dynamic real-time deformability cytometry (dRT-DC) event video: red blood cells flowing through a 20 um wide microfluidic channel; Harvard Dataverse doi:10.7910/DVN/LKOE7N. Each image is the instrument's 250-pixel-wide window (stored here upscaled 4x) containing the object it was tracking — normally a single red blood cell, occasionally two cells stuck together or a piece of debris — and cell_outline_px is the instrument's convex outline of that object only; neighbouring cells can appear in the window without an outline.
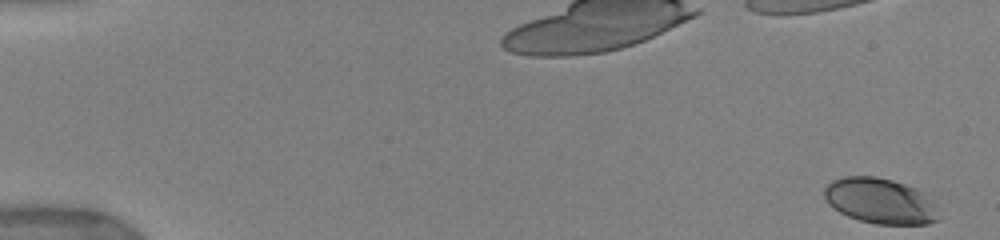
{"species": "human", "species_latin": "Homo sapiens", "temperature_condition": "warm", "stored_images_in_passage": 48, "camera_frame_rate_fps": 3000, "um_per_image_px": 0.085, "donor": {"sex": "female"}, "frame": {"image": 1, "passage_image": 1, "time_ms": 0.0, "image_size_px": [1000, 240], "cell_outline_px": [[940, 220], [928, 224], [876, 224], [860, 220], [848, 216], [840, 212], [828, 204], [824, 196], [824, 188], [832, 180], [844, 176], [876, 176], [892, 180], [916, 188], [924, 192], [936, 204]], "centroid_in_image_um": [74.84, 17.08], "position_along_channel_um": 10.2, "area_um2": 30.63}}
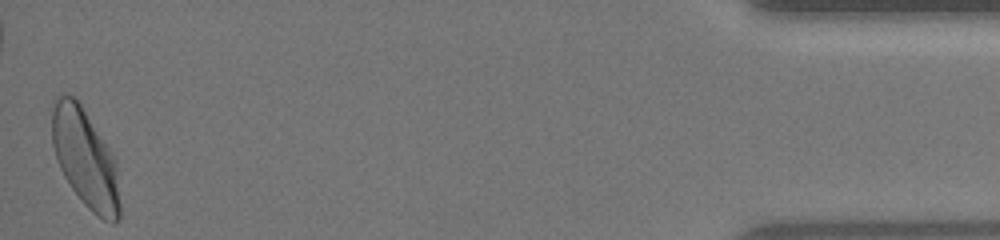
{"frame": {"image": 2, "passage_image": 48, "time_ms": 17.0, "image_size_px": [1000, 240], "cell_outline_px": [[120, 216], [116, 224], [112, 224], [104, 220], [92, 212], [84, 204], [72, 188], [64, 176], [60, 168], [52, 144], [52, 100], [56, 96], [64, 92], [72, 96], [80, 104], [116, 160], [120, 204]], "centroid_in_image_um": [7.24, 13.48], "position_along_channel_um": 428.0, "area_um2": 38.84}, "authors_computed_cell_mechanics": {"area_um2": 34.3332, "velocity_mm_per_s": 3.8822, "shape_relaxation_time_tau1_ms": 2.8693, "shape_relaxation_time_tau2_ms": 1.4816, "deformation_change_tau1": 0.1462, "deformation_change_tau2": 0.0614}}